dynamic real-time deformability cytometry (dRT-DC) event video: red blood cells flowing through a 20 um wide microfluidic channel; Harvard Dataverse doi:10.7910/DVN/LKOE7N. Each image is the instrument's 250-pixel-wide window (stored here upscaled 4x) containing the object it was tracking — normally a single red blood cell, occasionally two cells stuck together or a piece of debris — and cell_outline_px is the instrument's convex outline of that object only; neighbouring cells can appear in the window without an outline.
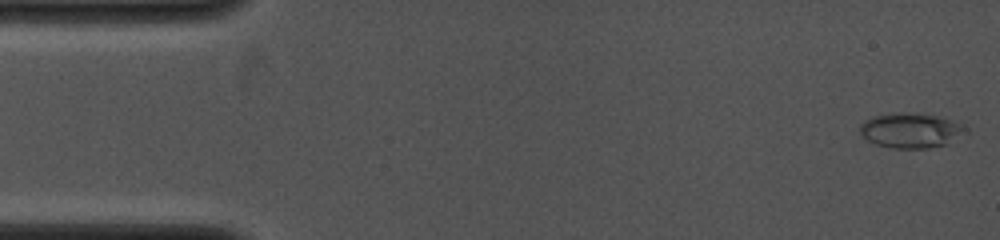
{"species": "common noctule bat (a hibernating species)", "species_latin": "Nyctalus noctula", "temperature_condition": "cold", "stored_images_in_passage": 59, "camera_frame_rate_fps": 4000, "um_per_image_px": 0.085, "animal": {"sex": "female", "body_mass_g": 19.0, "forearm_length_mm": 53.3}, "frame": {"image": 1, "passage_image": 1, "time_ms": 0.0, "image_size_px": [1000, 240], "cell_outline_px": [[964, 128], [944, 144], [928, 148], [892, 148], [876, 144], [868, 140], [860, 132], [860, 124], [864, 120], [872, 116], [896, 112], [904, 112], [936, 116], [952, 120], [960, 124]], "centroid_in_image_um": [77.27, 11.07], "position_along_channel_um": 7.7, "area_um2": 20.69}}
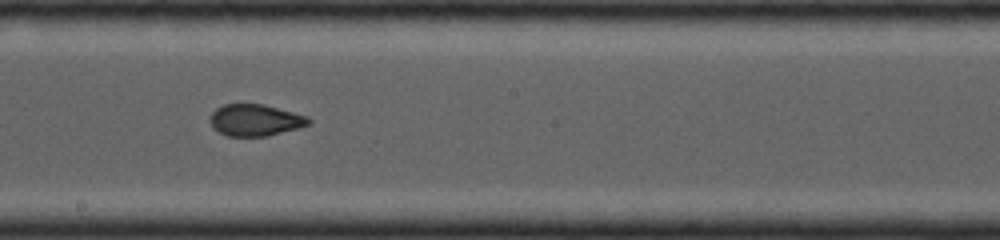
{"frame": {"image": 2, "passage_image": 35, "time_ms": 7.75, "image_size_px": [1000, 240], "cell_outline_px": [[312, 124], [300, 128], [268, 136], [228, 136], [212, 128], [212, 112], [216, 108], [224, 104], [264, 104], [308, 116], [312, 120]], "centroid_in_image_um": [21.76, 10.21], "position_along_channel_um": 226.4, "area_um2": 18.26}}
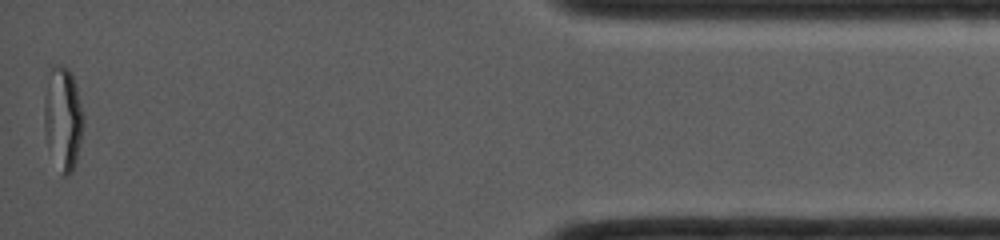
{"frame": {"image": 3, "passage_image": 59, "time_ms": 13.75, "image_size_px": [1000, 240], "cell_outline_px": [[84, 124], [76, 160], [72, 172], [68, 176], [64, 176], [48, 140], [44, 128], [44, 100], [52, 68], [56, 64], [64, 64], [72, 72], [84, 116]], "centroid_in_image_um": [5.39, 9.98], "position_along_channel_um": 429.8, "area_um2": 22.72}}